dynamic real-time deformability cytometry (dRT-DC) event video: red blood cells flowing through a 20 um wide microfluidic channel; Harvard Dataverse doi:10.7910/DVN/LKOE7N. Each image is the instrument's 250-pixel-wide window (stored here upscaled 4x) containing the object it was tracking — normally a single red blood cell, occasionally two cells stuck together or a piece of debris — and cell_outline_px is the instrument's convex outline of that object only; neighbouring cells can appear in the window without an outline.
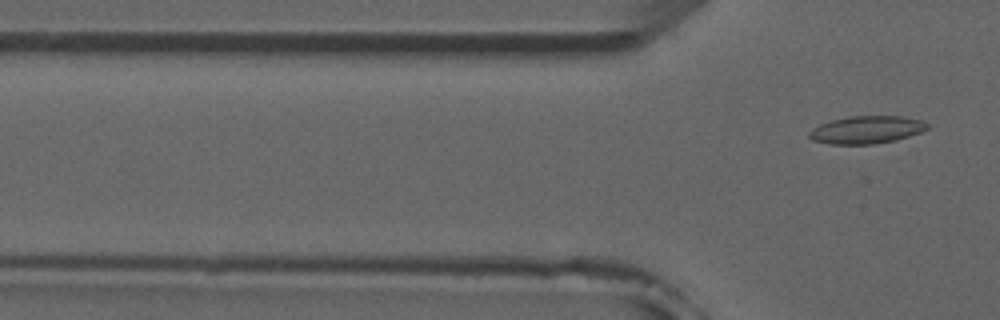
{"species": "common noctule bat (a hibernating species)", "species_latin": "Nyctalus noctula", "temperature_condition": "room temperature", "stored_images_in_passage": 4, "camera_frame_rate_fps": 3000, "um_per_image_px": 0.085, "animal": {"sex": "male", "forearm_length_mm": 52.5}, "frame": {"image": 1, "passage_image": 4, "time_ms": 4.333, "image_size_px": [1000, 320], "cell_outline_px": [[928, 128], [920, 132], [896, 140], [872, 144], [828, 144], [812, 140], [808, 136], [808, 132], [812, 128], [820, 124], [832, 120], [848, 116], [900, 116], [920, 120], [928, 124]], "centroid_in_image_um": [73.61, 11.03], "position_along_channel_um": 52.2, "area_um2": 18.96}}